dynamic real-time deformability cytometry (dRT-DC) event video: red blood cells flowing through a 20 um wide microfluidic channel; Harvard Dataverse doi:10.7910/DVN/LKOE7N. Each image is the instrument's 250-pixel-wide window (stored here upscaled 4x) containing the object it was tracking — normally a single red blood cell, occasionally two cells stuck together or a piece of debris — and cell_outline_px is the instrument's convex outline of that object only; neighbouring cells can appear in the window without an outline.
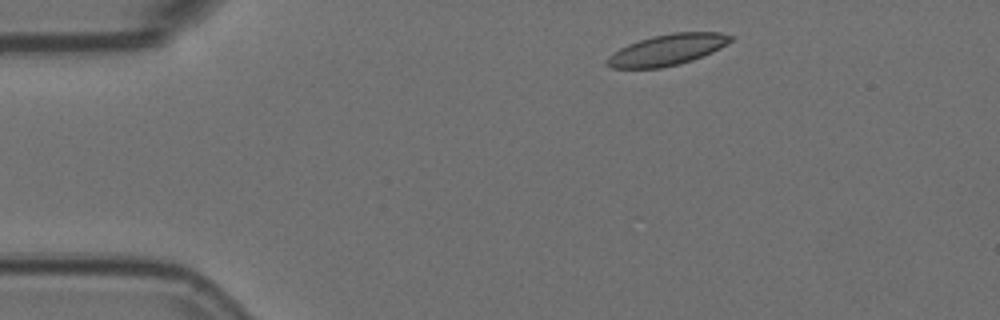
{"species": "Egyptian fruit bat (a non-hibernating species)", "species_latin": "Rousettus aegyptiacus", "temperature_condition": "room temperature", "stored_images_in_passage": 3, "camera_frame_rate_fps": 3000, "um_per_image_px": 0.085, "animal": {"sex": "female"}, "frame": {"image": 1, "passage_image": 1, "time_ms": 0.0, "image_size_px": [1000, 320], "cell_outline_px": [[736, 36], [732, 40], [720, 48], [712, 52], [692, 60], [680, 64], [660, 68], [612, 68], [604, 64], [604, 60], [608, 56], [620, 48], [628, 44], [652, 36], [672, 32], [720, 32]], "centroid_in_image_um": [56.71, 4.23], "position_along_channel_um": 28.3, "area_um2": 22.48}}